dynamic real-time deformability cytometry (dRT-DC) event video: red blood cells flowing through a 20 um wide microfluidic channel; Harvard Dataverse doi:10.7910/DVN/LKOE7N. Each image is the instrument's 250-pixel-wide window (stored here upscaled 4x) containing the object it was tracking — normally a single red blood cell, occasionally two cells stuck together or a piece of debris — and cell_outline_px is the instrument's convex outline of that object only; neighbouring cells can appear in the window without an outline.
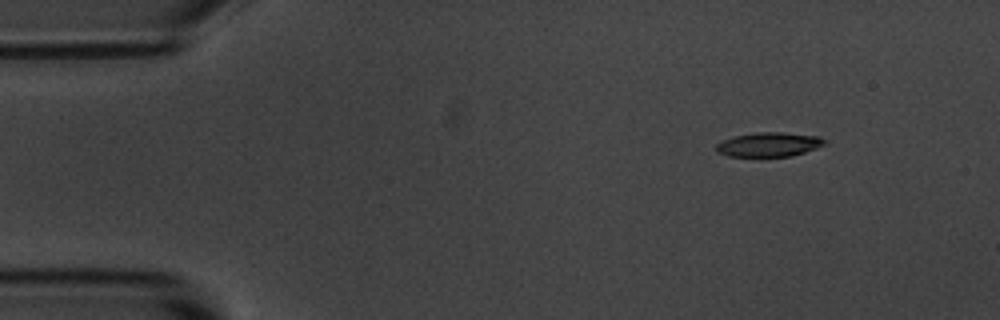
{"species": "common noctule bat (a hibernating species)", "species_latin": "Nyctalus noctula", "temperature_condition": "room temperature", "stored_images_in_passage": 4, "camera_frame_rate_fps": 3000, "um_per_image_px": 0.085, "animal": {"sex": "male", "body_mass_g": 20.1, "forearm_length_mm": 53.5}, "frame": {"image": 1, "passage_image": 1, "time_ms": 0.0, "image_size_px": [1000, 320], "cell_outline_px": [[828, 144], [792, 156], [760, 160], [728, 156], [716, 152], [716, 144], [720, 140], [732, 136], [756, 132], [784, 132], [820, 136], [828, 140]], "centroid_in_image_um": [65.33, 12.33], "position_along_channel_um": 19.7, "area_um2": 16.59}}